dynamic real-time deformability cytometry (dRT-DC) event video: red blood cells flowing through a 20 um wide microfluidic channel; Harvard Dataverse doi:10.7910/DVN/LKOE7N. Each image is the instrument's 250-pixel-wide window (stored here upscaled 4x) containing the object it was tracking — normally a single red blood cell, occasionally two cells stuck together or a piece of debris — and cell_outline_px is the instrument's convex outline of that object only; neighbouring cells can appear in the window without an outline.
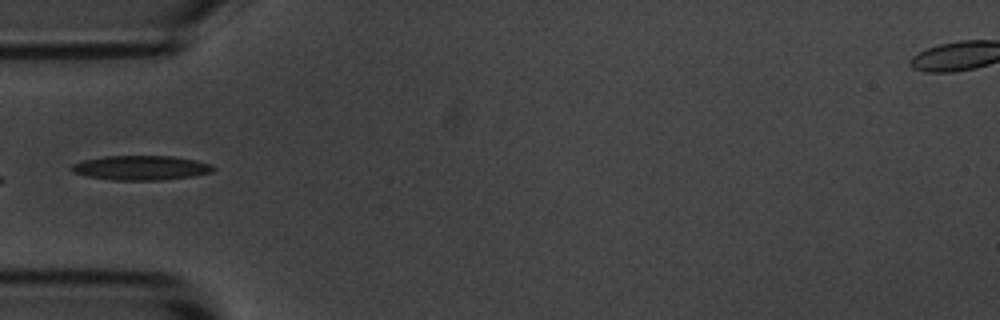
{"species": "common noctule bat (a hibernating species)", "species_latin": "Nyctalus noctula", "temperature_condition": "room temperature", "stored_images_in_passage": 6, "camera_frame_rate_fps": 3000, "um_per_image_px": 0.085, "animal": {"sex": "male", "body_mass_g": 20.1, "forearm_length_mm": 53.5}, "frame": {"image": 1, "passage_image": 5, "time_ms": 4.667, "image_size_px": [1000, 320], "cell_outline_px": [[216, 168], [212, 172], [192, 176], [160, 180], [112, 180], [88, 176], [72, 172], [72, 164], [84, 160], [104, 156], [172, 156], [196, 160], [212, 164]], "centroid_in_image_um": [12.01, 14.26], "position_along_channel_um": 73.0, "area_um2": 20.17}}